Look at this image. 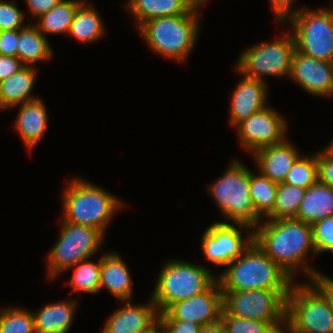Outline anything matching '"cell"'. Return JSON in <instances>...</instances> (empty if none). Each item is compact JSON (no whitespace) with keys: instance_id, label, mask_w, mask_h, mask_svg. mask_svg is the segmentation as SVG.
Instances as JSON below:
<instances>
[{"instance_id":"cell-1","label":"cell","mask_w":333,"mask_h":333,"mask_svg":"<svg viewBox=\"0 0 333 333\" xmlns=\"http://www.w3.org/2000/svg\"><path fill=\"white\" fill-rule=\"evenodd\" d=\"M253 241L294 281L298 271L308 275L307 281L319 273L306 259L308 253L317 254L310 224L297 219L262 220L253 229Z\"/></svg>"},{"instance_id":"cell-2","label":"cell","mask_w":333,"mask_h":333,"mask_svg":"<svg viewBox=\"0 0 333 333\" xmlns=\"http://www.w3.org/2000/svg\"><path fill=\"white\" fill-rule=\"evenodd\" d=\"M222 291L269 289L290 291L294 280L253 241L216 276Z\"/></svg>"},{"instance_id":"cell-3","label":"cell","mask_w":333,"mask_h":333,"mask_svg":"<svg viewBox=\"0 0 333 333\" xmlns=\"http://www.w3.org/2000/svg\"><path fill=\"white\" fill-rule=\"evenodd\" d=\"M63 192L61 222L94 227L104 236L115 211L125 205L112 193L79 177L71 178Z\"/></svg>"},{"instance_id":"cell-4","label":"cell","mask_w":333,"mask_h":333,"mask_svg":"<svg viewBox=\"0 0 333 333\" xmlns=\"http://www.w3.org/2000/svg\"><path fill=\"white\" fill-rule=\"evenodd\" d=\"M200 12V8L193 7L185 15L156 17L137 30L153 53L185 63L199 35Z\"/></svg>"},{"instance_id":"cell-5","label":"cell","mask_w":333,"mask_h":333,"mask_svg":"<svg viewBox=\"0 0 333 333\" xmlns=\"http://www.w3.org/2000/svg\"><path fill=\"white\" fill-rule=\"evenodd\" d=\"M230 163L223 175L208 185L209 194L223 218L254 229L262 218L256 213L251 199L249 168L236 158Z\"/></svg>"},{"instance_id":"cell-6","label":"cell","mask_w":333,"mask_h":333,"mask_svg":"<svg viewBox=\"0 0 333 333\" xmlns=\"http://www.w3.org/2000/svg\"><path fill=\"white\" fill-rule=\"evenodd\" d=\"M204 265L171 259L161 268L151 299L162 313L172 304L206 291L216 280Z\"/></svg>"},{"instance_id":"cell-7","label":"cell","mask_w":333,"mask_h":333,"mask_svg":"<svg viewBox=\"0 0 333 333\" xmlns=\"http://www.w3.org/2000/svg\"><path fill=\"white\" fill-rule=\"evenodd\" d=\"M285 333H333L329 301L311 281L292 285L287 296Z\"/></svg>"},{"instance_id":"cell-8","label":"cell","mask_w":333,"mask_h":333,"mask_svg":"<svg viewBox=\"0 0 333 333\" xmlns=\"http://www.w3.org/2000/svg\"><path fill=\"white\" fill-rule=\"evenodd\" d=\"M272 42L254 44L240 54L235 65L237 73L265 81V76L289 77L292 56L296 50L294 36L284 30Z\"/></svg>"},{"instance_id":"cell-9","label":"cell","mask_w":333,"mask_h":333,"mask_svg":"<svg viewBox=\"0 0 333 333\" xmlns=\"http://www.w3.org/2000/svg\"><path fill=\"white\" fill-rule=\"evenodd\" d=\"M59 235V240L47 254V279L49 281L59 277L78 262L92 258L101 248L105 238L94 227L69 222H61Z\"/></svg>"},{"instance_id":"cell-10","label":"cell","mask_w":333,"mask_h":333,"mask_svg":"<svg viewBox=\"0 0 333 333\" xmlns=\"http://www.w3.org/2000/svg\"><path fill=\"white\" fill-rule=\"evenodd\" d=\"M288 22L298 52L333 63V0L329 8L311 10L304 6Z\"/></svg>"},{"instance_id":"cell-11","label":"cell","mask_w":333,"mask_h":333,"mask_svg":"<svg viewBox=\"0 0 333 333\" xmlns=\"http://www.w3.org/2000/svg\"><path fill=\"white\" fill-rule=\"evenodd\" d=\"M223 309L246 320L286 323L287 296L290 291L250 289L222 291Z\"/></svg>"},{"instance_id":"cell-12","label":"cell","mask_w":333,"mask_h":333,"mask_svg":"<svg viewBox=\"0 0 333 333\" xmlns=\"http://www.w3.org/2000/svg\"><path fill=\"white\" fill-rule=\"evenodd\" d=\"M247 231V238L242 231ZM203 254L217 267H226L237 259L253 242V229L243 224L220 221L211 224L201 238Z\"/></svg>"},{"instance_id":"cell-13","label":"cell","mask_w":333,"mask_h":333,"mask_svg":"<svg viewBox=\"0 0 333 333\" xmlns=\"http://www.w3.org/2000/svg\"><path fill=\"white\" fill-rule=\"evenodd\" d=\"M268 105L240 122L236 127L238 141L251 155L258 149L279 144L288 136L287 120Z\"/></svg>"},{"instance_id":"cell-14","label":"cell","mask_w":333,"mask_h":333,"mask_svg":"<svg viewBox=\"0 0 333 333\" xmlns=\"http://www.w3.org/2000/svg\"><path fill=\"white\" fill-rule=\"evenodd\" d=\"M223 311V292L216 280L206 291L172 304L166 312L178 321H189L201 326L216 323Z\"/></svg>"},{"instance_id":"cell-15","label":"cell","mask_w":333,"mask_h":333,"mask_svg":"<svg viewBox=\"0 0 333 333\" xmlns=\"http://www.w3.org/2000/svg\"><path fill=\"white\" fill-rule=\"evenodd\" d=\"M289 77L315 97L333 95V63L306 56L295 50Z\"/></svg>"},{"instance_id":"cell-16","label":"cell","mask_w":333,"mask_h":333,"mask_svg":"<svg viewBox=\"0 0 333 333\" xmlns=\"http://www.w3.org/2000/svg\"><path fill=\"white\" fill-rule=\"evenodd\" d=\"M121 302H124L122 307L107 318L101 333L161 332L159 312L151 297L145 304H132L131 300Z\"/></svg>"},{"instance_id":"cell-17","label":"cell","mask_w":333,"mask_h":333,"mask_svg":"<svg viewBox=\"0 0 333 333\" xmlns=\"http://www.w3.org/2000/svg\"><path fill=\"white\" fill-rule=\"evenodd\" d=\"M267 91L269 90L266 82L242 75L233 92L228 93L231 94L229 123L236 127L243 120L267 107Z\"/></svg>"},{"instance_id":"cell-18","label":"cell","mask_w":333,"mask_h":333,"mask_svg":"<svg viewBox=\"0 0 333 333\" xmlns=\"http://www.w3.org/2000/svg\"><path fill=\"white\" fill-rule=\"evenodd\" d=\"M288 140L256 150L252 156L258 171L276 183H283L294 162L301 155Z\"/></svg>"},{"instance_id":"cell-19","label":"cell","mask_w":333,"mask_h":333,"mask_svg":"<svg viewBox=\"0 0 333 333\" xmlns=\"http://www.w3.org/2000/svg\"><path fill=\"white\" fill-rule=\"evenodd\" d=\"M19 107L14 128L23 144L32 151L34 146L44 137L48 125L47 109L42 99L27 101Z\"/></svg>"},{"instance_id":"cell-20","label":"cell","mask_w":333,"mask_h":333,"mask_svg":"<svg viewBox=\"0 0 333 333\" xmlns=\"http://www.w3.org/2000/svg\"><path fill=\"white\" fill-rule=\"evenodd\" d=\"M132 283L128 267L119 254L109 251L101 255L100 291L105 288L120 301L132 300Z\"/></svg>"},{"instance_id":"cell-21","label":"cell","mask_w":333,"mask_h":333,"mask_svg":"<svg viewBox=\"0 0 333 333\" xmlns=\"http://www.w3.org/2000/svg\"><path fill=\"white\" fill-rule=\"evenodd\" d=\"M78 300L70 299L48 303L37 312H32L34 316L36 333H68L71 330Z\"/></svg>"},{"instance_id":"cell-22","label":"cell","mask_w":333,"mask_h":333,"mask_svg":"<svg viewBox=\"0 0 333 333\" xmlns=\"http://www.w3.org/2000/svg\"><path fill=\"white\" fill-rule=\"evenodd\" d=\"M36 78V67L24 66L17 73L0 81V109L11 110L18 108L17 105L39 98L32 94Z\"/></svg>"},{"instance_id":"cell-23","label":"cell","mask_w":333,"mask_h":333,"mask_svg":"<svg viewBox=\"0 0 333 333\" xmlns=\"http://www.w3.org/2000/svg\"><path fill=\"white\" fill-rule=\"evenodd\" d=\"M333 216V188L319 180L306 189L296 219L312 225Z\"/></svg>"},{"instance_id":"cell-24","label":"cell","mask_w":333,"mask_h":333,"mask_svg":"<svg viewBox=\"0 0 333 333\" xmlns=\"http://www.w3.org/2000/svg\"><path fill=\"white\" fill-rule=\"evenodd\" d=\"M192 8L187 0H129L125 5L126 11L134 16L137 29L147 20L185 15Z\"/></svg>"},{"instance_id":"cell-25","label":"cell","mask_w":333,"mask_h":333,"mask_svg":"<svg viewBox=\"0 0 333 333\" xmlns=\"http://www.w3.org/2000/svg\"><path fill=\"white\" fill-rule=\"evenodd\" d=\"M17 58L25 66L48 61L53 57V50L47 37L31 22L18 30Z\"/></svg>"},{"instance_id":"cell-26","label":"cell","mask_w":333,"mask_h":333,"mask_svg":"<svg viewBox=\"0 0 333 333\" xmlns=\"http://www.w3.org/2000/svg\"><path fill=\"white\" fill-rule=\"evenodd\" d=\"M68 34L83 44H92L106 34L103 20L92 4L84 1L78 7Z\"/></svg>"},{"instance_id":"cell-27","label":"cell","mask_w":333,"mask_h":333,"mask_svg":"<svg viewBox=\"0 0 333 333\" xmlns=\"http://www.w3.org/2000/svg\"><path fill=\"white\" fill-rule=\"evenodd\" d=\"M84 1L61 0L50 11L38 17L34 25L45 36L68 34L75 12Z\"/></svg>"},{"instance_id":"cell-28","label":"cell","mask_w":333,"mask_h":333,"mask_svg":"<svg viewBox=\"0 0 333 333\" xmlns=\"http://www.w3.org/2000/svg\"><path fill=\"white\" fill-rule=\"evenodd\" d=\"M278 183L249 169V191L256 213L263 219L273 211Z\"/></svg>"},{"instance_id":"cell-29","label":"cell","mask_w":333,"mask_h":333,"mask_svg":"<svg viewBox=\"0 0 333 333\" xmlns=\"http://www.w3.org/2000/svg\"><path fill=\"white\" fill-rule=\"evenodd\" d=\"M305 191L297 186L278 183L274 209L265 219H296Z\"/></svg>"},{"instance_id":"cell-30","label":"cell","mask_w":333,"mask_h":333,"mask_svg":"<svg viewBox=\"0 0 333 333\" xmlns=\"http://www.w3.org/2000/svg\"><path fill=\"white\" fill-rule=\"evenodd\" d=\"M100 267L101 257L96 263L89 258L70 267L74 273L69 282L72 288L69 294L81 291L90 294L100 293Z\"/></svg>"},{"instance_id":"cell-31","label":"cell","mask_w":333,"mask_h":333,"mask_svg":"<svg viewBox=\"0 0 333 333\" xmlns=\"http://www.w3.org/2000/svg\"><path fill=\"white\" fill-rule=\"evenodd\" d=\"M319 180L317 152L300 155L287 173L283 183L307 189Z\"/></svg>"},{"instance_id":"cell-32","label":"cell","mask_w":333,"mask_h":333,"mask_svg":"<svg viewBox=\"0 0 333 333\" xmlns=\"http://www.w3.org/2000/svg\"><path fill=\"white\" fill-rule=\"evenodd\" d=\"M0 333H36L32 311L11 305L1 308Z\"/></svg>"},{"instance_id":"cell-33","label":"cell","mask_w":333,"mask_h":333,"mask_svg":"<svg viewBox=\"0 0 333 333\" xmlns=\"http://www.w3.org/2000/svg\"><path fill=\"white\" fill-rule=\"evenodd\" d=\"M220 321L226 333H283L286 330V323L246 320L231 316L224 309Z\"/></svg>"},{"instance_id":"cell-34","label":"cell","mask_w":333,"mask_h":333,"mask_svg":"<svg viewBox=\"0 0 333 333\" xmlns=\"http://www.w3.org/2000/svg\"><path fill=\"white\" fill-rule=\"evenodd\" d=\"M311 226L315 252H333V216L323 218Z\"/></svg>"},{"instance_id":"cell-35","label":"cell","mask_w":333,"mask_h":333,"mask_svg":"<svg viewBox=\"0 0 333 333\" xmlns=\"http://www.w3.org/2000/svg\"><path fill=\"white\" fill-rule=\"evenodd\" d=\"M15 3V0H0V31L20 30L30 23L24 22V13Z\"/></svg>"},{"instance_id":"cell-36","label":"cell","mask_w":333,"mask_h":333,"mask_svg":"<svg viewBox=\"0 0 333 333\" xmlns=\"http://www.w3.org/2000/svg\"><path fill=\"white\" fill-rule=\"evenodd\" d=\"M159 324L162 333H199L201 325L174 320L166 311L159 313Z\"/></svg>"},{"instance_id":"cell-37","label":"cell","mask_w":333,"mask_h":333,"mask_svg":"<svg viewBox=\"0 0 333 333\" xmlns=\"http://www.w3.org/2000/svg\"><path fill=\"white\" fill-rule=\"evenodd\" d=\"M319 181L333 188V156L325 149L317 152Z\"/></svg>"},{"instance_id":"cell-38","label":"cell","mask_w":333,"mask_h":333,"mask_svg":"<svg viewBox=\"0 0 333 333\" xmlns=\"http://www.w3.org/2000/svg\"><path fill=\"white\" fill-rule=\"evenodd\" d=\"M295 0H269L271 8L275 14L276 21L279 23L289 21L293 16H295L304 7H299L294 9L293 2ZM293 6V7H291Z\"/></svg>"},{"instance_id":"cell-39","label":"cell","mask_w":333,"mask_h":333,"mask_svg":"<svg viewBox=\"0 0 333 333\" xmlns=\"http://www.w3.org/2000/svg\"><path fill=\"white\" fill-rule=\"evenodd\" d=\"M18 30L0 31V55L17 57Z\"/></svg>"},{"instance_id":"cell-40","label":"cell","mask_w":333,"mask_h":333,"mask_svg":"<svg viewBox=\"0 0 333 333\" xmlns=\"http://www.w3.org/2000/svg\"><path fill=\"white\" fill-rule=\"evenodd\" d=\"M24 66L17 57L0 55V81L17 73Z\"/></svg>"},{"instance_id":"cell-41","label":"cell","mask_w":333,"mask_h":333,"mask_svg":"<svg viewBox=\"0 0 333 333\" xmlns=\"http://www.w3.org/2000/svg\"><path fill=\"white\" fill-rule=\"evenodd\" d=\"M61 0H25L27 5L28 14L32 15L35 19L50 11Z\"/></svg>"},{"instance_id":"cell-42","label":"cell","mask_w":333,"mask_h":333,"mask_svg":"<svg viewBox=\"0 0 333 333\" xmlns=\"http://www.w3.org/2000/svg\"><path fill=\"white\" fill-rule=\"evenodd\" d=\"M311 282L326 296L333 311V279L319 271Z\"/></svg>"},{"instance_id":"cell-43","label":"cell","mask_w":333,"mask_h":333,"mask_svg":"<svg viewBox=\"0 0 333 333\" xmlns=\"http://www.w3.org/2000/svg\"><path fill=\"white\" fill-rule=\"evenodd\" d=\"M199 333H226L222 322L219 320L210 325L201 326Z\"/></svg>"},{"instance_id":"cell-44","label":"cell","mask_w":333,"mask_h":333,"mask_svg":"<svg viewBox=\"0 0 333 333\" xmlns=\"http://www.w3.org/2000/svg\"><path fill=\"white\" fill-rule=\"evenodd\" d=\"M187 1L192 5V7L200 8V9L202 6L206 5V3L208 2V0H187Z\"/></svg>"},{"instance_id":"cell-45","label":"cell","mask_w":333,"mask_h":333,"mask_svg":"<svg viewBox=\"0 0 333 333\" xmlns=\"http://www.w3.org/2000/svg\"><path fill=\"white\" fill-rule=\"evenodd\" d=\"M325 150L333 156V138L330 144H328V146L325 148Z\"/></svg>"},{"instance_id":"cell-46","label":"cell","mask_w":333,"mask_h":333,"mask_svg":"<svg viewBox=\"0 0 333 333\" xmlns=\"http://www.w3.org/2000/svg\"><path fill=\"white\" fill-rule=\"evenodd\" d=\"M145 333H161V332H145Z\"/></svg>"}]
</instances>
